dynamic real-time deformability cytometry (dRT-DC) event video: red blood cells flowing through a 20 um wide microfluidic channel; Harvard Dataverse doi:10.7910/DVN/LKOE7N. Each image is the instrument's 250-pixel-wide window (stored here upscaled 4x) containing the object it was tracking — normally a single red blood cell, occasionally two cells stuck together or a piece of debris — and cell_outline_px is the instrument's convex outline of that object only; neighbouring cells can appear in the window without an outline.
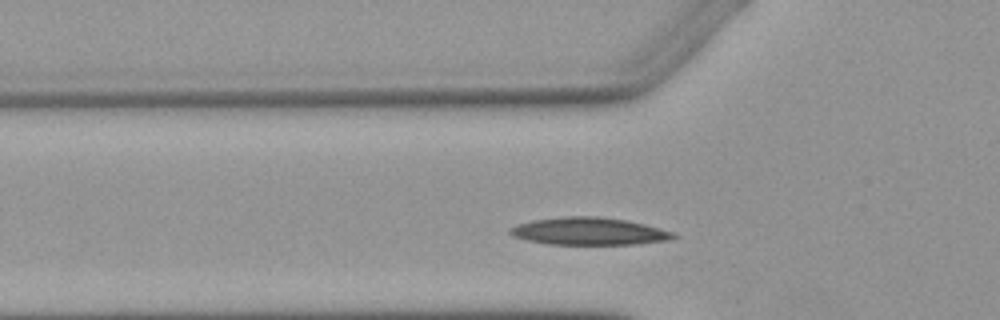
{"species": "Egyptian fruit bat (a non-hibernating species)", "species_latin": "Rousettus aegyptiacus", "temperature_condition": "warm", "stored_images_in_passage": 2, "camera_frame_rate_fps": 3000, "um_per_image_px": 0.085, "animal": {"sex": "female"}, "frame": {"image": 1, "passage_image": 2, "time_ms": 2.0, "image_size_px": [1000, 320], "cell_outline_px": [[680, 236], [672, 240], [640, 244], [548, 244], [528, 240], [512, 236], [508, 232], [508, 228], [516, 224], [532, 220], [564, 216], [596, 216], [628, 220], [676, 232]], "centroid_in_image_um": [50.11, 19.65], "position_along_channel_um": 75.7, "area_um2": 26.53}}